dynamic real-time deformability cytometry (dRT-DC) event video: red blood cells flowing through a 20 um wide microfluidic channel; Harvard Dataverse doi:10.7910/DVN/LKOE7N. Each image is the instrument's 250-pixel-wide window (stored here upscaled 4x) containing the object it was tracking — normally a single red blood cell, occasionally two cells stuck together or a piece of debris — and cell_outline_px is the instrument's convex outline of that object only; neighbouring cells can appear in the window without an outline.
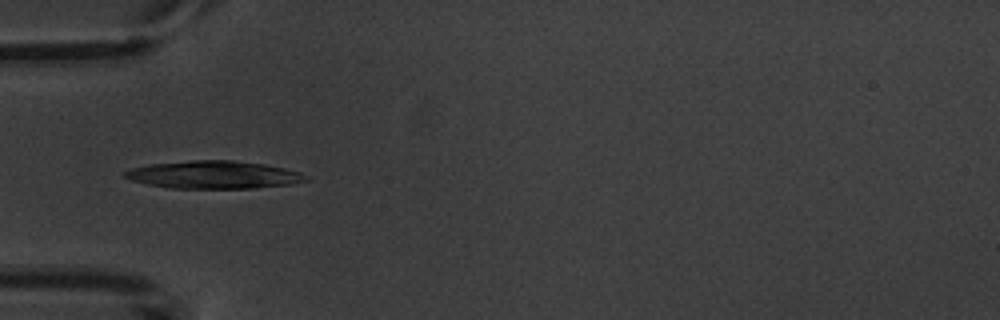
{"species": "common noctule bat (a hibernating species)", "species_latin": "Nyctalus noctula", "temperature_condition": "warm", "stored_images_in_passage": 6, "camera_frame_rate_fps": 3000, "um_per_image_px": 0.085, "animal": {"sex": "male", "body_mass_g": 20.1, "forearm_length_mm": 53.5}, "frame": {"image": 1, "passage_image": 5, "time_ms": 4.667, "image_size_px": [1000, 320], "cell_outline_px": [[312, 180], [292, 184], [252, 188], [172, 188], [148, 184], [132, 180], [124, 176], [124, 172], [132, 168], [148, 164], [192, 160], [232, 160], [264, 164], [284, 168], [300, 172], [312, 176]], "centroid_in_image_um": [18.25, 14.85], "position_along_channel_um": 66.8, "area_um2": 29.36}}